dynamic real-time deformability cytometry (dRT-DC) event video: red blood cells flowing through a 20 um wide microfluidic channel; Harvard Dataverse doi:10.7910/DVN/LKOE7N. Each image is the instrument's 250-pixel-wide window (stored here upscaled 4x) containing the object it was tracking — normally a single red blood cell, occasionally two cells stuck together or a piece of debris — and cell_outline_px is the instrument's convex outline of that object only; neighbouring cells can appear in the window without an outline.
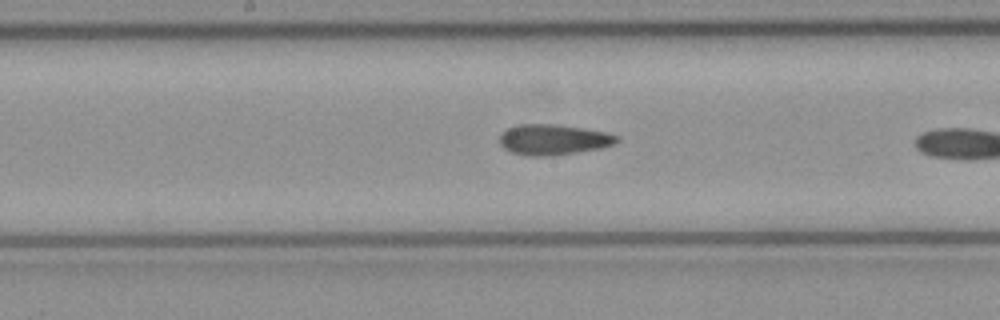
{"species": "common noctule bat (a hibernating species)", "species_latin": "Nyctalus noctula", "temperature_condition": "cold", "stored_images_in_passage": 14, "camera_frame_rate_fps": 3000, "um_per_image_px": 0.085, "animal": {"sex": "female", "body_mass_g": 21.9}, "frame": {"image": 1, "passage_image": 12, "time_ms": 3.667, "image_size_px": [1000, 320], "cell_outline_px": [[620, 140], [616, 144], [600, 148], [552, 156], [528, 156], [512, 152], [504, 148], [500, 144], [500, 132], [516, 124], [552, 124], [608, 132], [620, 136]], "centroid_in_image_um": [47.04, 11.87], "position_along_channel_um": 201.2, "area_um2": 20.98}}